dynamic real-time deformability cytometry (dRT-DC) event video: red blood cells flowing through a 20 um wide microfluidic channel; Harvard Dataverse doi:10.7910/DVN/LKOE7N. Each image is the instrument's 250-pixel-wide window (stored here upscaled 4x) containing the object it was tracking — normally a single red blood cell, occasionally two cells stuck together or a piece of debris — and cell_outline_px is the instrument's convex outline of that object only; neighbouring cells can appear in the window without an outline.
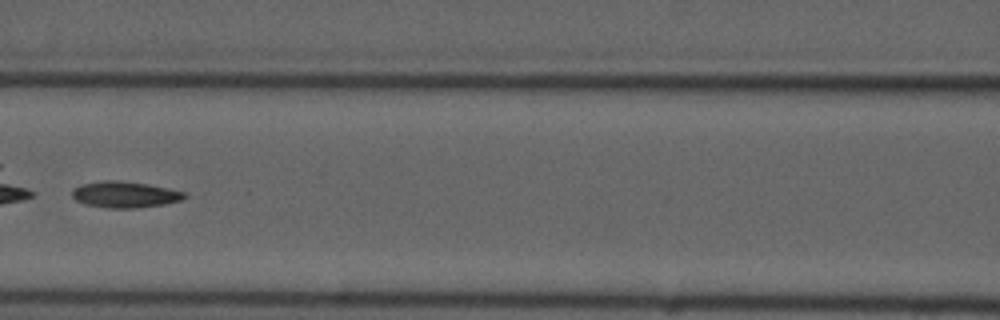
{"species": "common noctule bat (a hibernating species)", "species_latin": "Nyctalus noctula", "temperature_condition": "cold", "stored_images_in_passage": 10, "camera_frame_rate_fps": 3000, "um_per_image_px": 0.085, "animal": {"sex": "male", "forearm_length_mm": 52.5}, "frame": {"image": 1, "passage_image": 6, "time_ms": 6.667, "image_size_px": [1000, 320], "cell_outline_px": [[188, 196], [180, 200], [164, 204], [136, 208], [108, 208], [84, 204], [76, 200], [72, 196], [72, 188], [80, 184], [104, 180], [120, 180], [144, 184], [184, 192]], "centroid_in_image_um": [10.54, 16.54], "position_along_channel_um": 156.1, "area_um2": 17.05}}
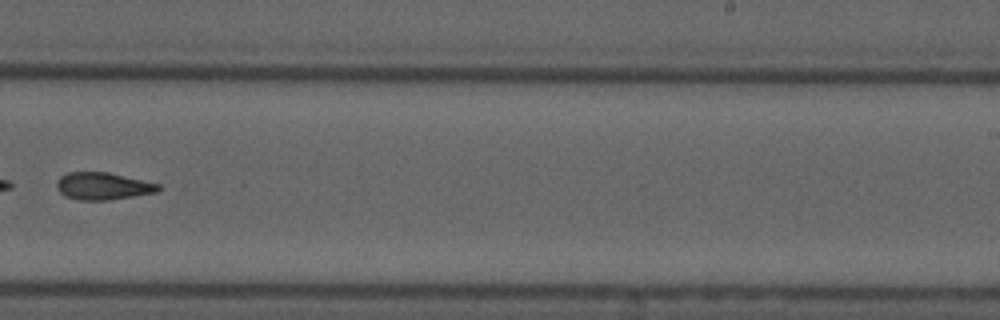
{"frame": {"image": 2, "passage_image": 9, "time_ms": 10.0, "image_size_px": [1000, 320], "cell_outline_px": [[164, 188], [156, 192], [108, 200], [76, 200], [64, 196], [56, 188], [56, 180], [60, 176], [68, 172], [108, 172], [160, 184]], "centroid_in_image_um": [8.72, 15.82], "position_along_channel_um": 280.3, "area_um2": 16.3}}
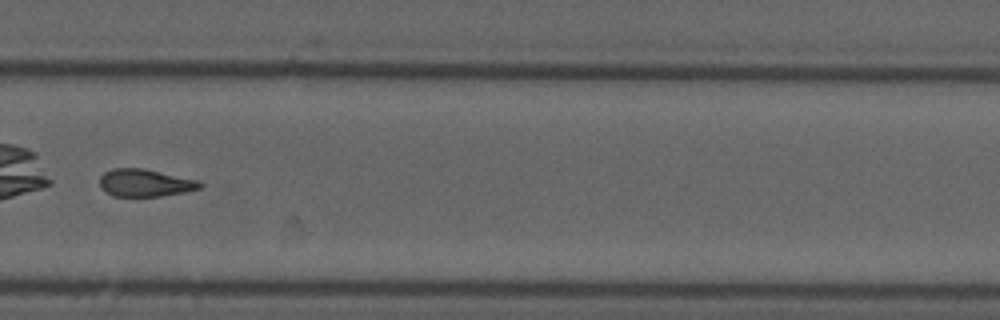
{"frame": {"image": 3, "passage_image": 10, "time_ms": 11.0, "image_size_px": [1000, 320], "cell_outline_px": [[204, 184], [200, 188], [184, 192], [160, 196], [112, 196], [104, 192], [100, 188], [100, 176], [104, 172], [112, 168], [140, 168], [200, 180]], "centroid_in_image_um": [12.31, 15.55], "position_along_channel_um": 317.5, "area_um2": 16.13}}